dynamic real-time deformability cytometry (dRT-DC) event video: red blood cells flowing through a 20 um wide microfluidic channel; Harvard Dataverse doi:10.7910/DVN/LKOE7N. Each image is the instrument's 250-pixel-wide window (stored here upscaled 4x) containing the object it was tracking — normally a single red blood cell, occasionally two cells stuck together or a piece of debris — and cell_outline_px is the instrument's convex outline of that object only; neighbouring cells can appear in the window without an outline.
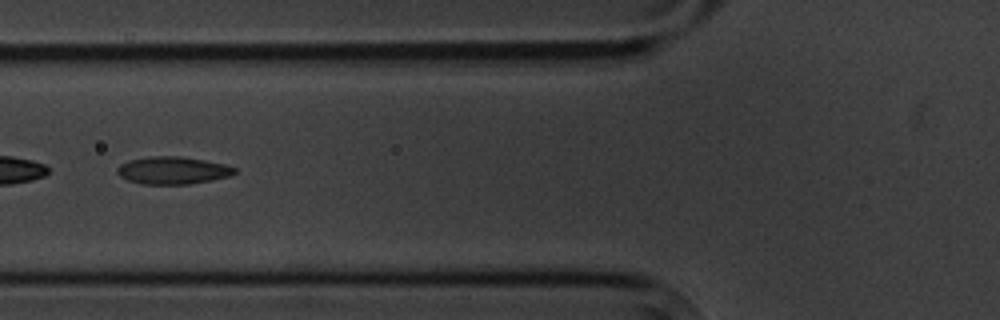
{"species": "common noctule bat (a hibernating species)", "species_latin": "Nyctalus noctula", "temperature_condition": "cold", "stored_images_in_passage": 9, "camera_frame_rate_fps": 3000, "um_per_image_px": 0.085, "animal": {"sex": "male", "body_mass_g": 20.1, "forearm_length_mm": 53.5}, "frame": {"image": 1, "passage_image": 4, "time_ms": 3.667, "image_size_px": [1000, 320], "cell_outline_px": [[236, 172], [232, 176], [212, 180], [188, 184], [140, 184], [128, 180], [120, 176], [116, 172], [116, 168], [120, 164], [128, 160], [152, 156], [180, 156], [204, 160], [224, 164], [236, 168]], "centroid_in_image_um": [14.67, 14.48], "position_along_channel_um": 111.1, "area_um2": 18.9}}
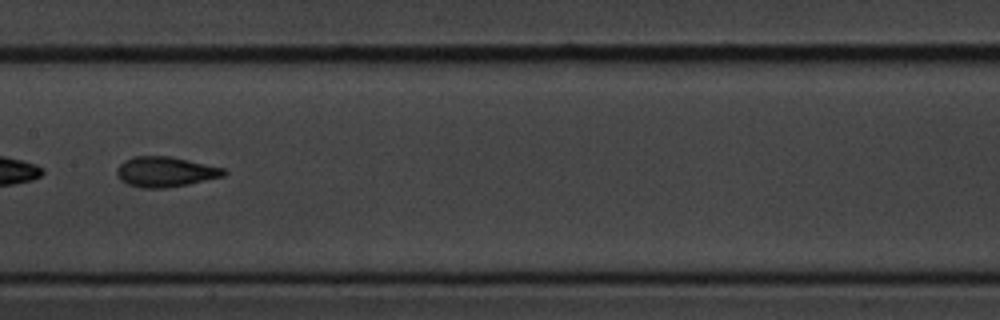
{"frame": {"image": 2, "passage_image": 6, "time_ms": 6.0, "image_size_px": [1000, 320], "cell_outline_px": [[228, 172], [224, 176], [188, 184], [164, 188], [140, 188], [128, 184], [120, 180], [116, 176], [116, 168], [124, 160], [132, 156], [172, 156], [224, 168]], "centroid_in_image_um": [14.03, 14.6], "position_along_channel_um": 193.4, "area_um2": 19.02}}
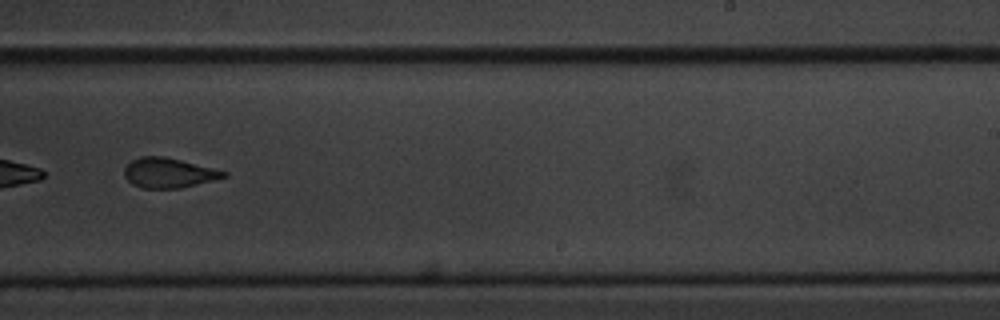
{"frame": {"image": 3, "passage_image": 8, "time_ms": 8.333, "image_size_px": [1000, 320], "cell_outline_px": [[228, 176], [180, 188], [144, 188], [132, 184], [124, 176], [124, 168], [132, 160], [140, 156], [164, 156], [228, 172]], "centroid_in_image_um": [14.3, 14.69], "position_along_channel_um": 274.7, "area_um2": 17.05}}